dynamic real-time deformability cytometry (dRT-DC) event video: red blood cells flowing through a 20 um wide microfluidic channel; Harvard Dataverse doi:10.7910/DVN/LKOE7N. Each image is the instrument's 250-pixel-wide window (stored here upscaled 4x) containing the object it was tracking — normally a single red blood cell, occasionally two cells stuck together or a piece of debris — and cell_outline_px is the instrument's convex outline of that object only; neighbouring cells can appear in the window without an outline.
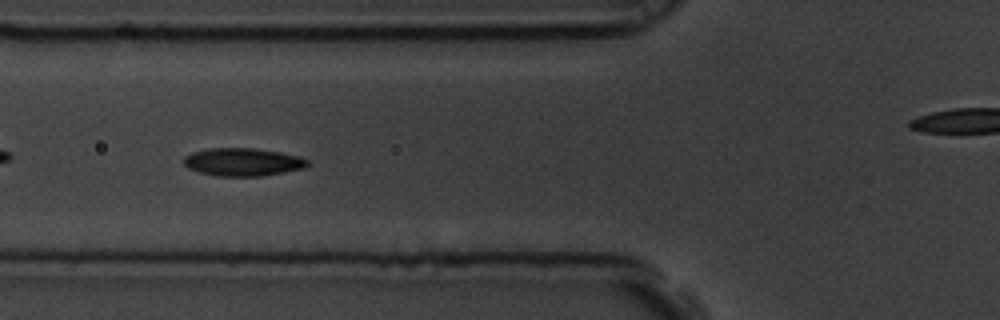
{"species": "common noctule bat (a hibernating species)", "species_latin": "Nyctalus noctula", "temperature_condition": "room temperature", "stored_images_in_passage": 39, "camera_frame_rate_fps": 3000, "um_per_image_px": 0.085, "animal": {"sex": "male", "body_mass_g": 19.5, "forearm_length_mm": 54.6}, "frame": {"image": 1, "passage_image": 6, "time_ms": 1.667, "image_size_px": [1000, 320], "cell_outline_px": [[312, 164], [304, 168], [284, 172], [260, 176], [216, 176], [200, 172], [188, 168], [184, 164], [184, 156], [192, 152], [208, 148], [252, 148], [280, 152], [300, 156], [308, 160]], "centroid_in_image_um": [20.66, 13.77], "position_along_channel_um": 105.1, "area_um2": 20.23}}
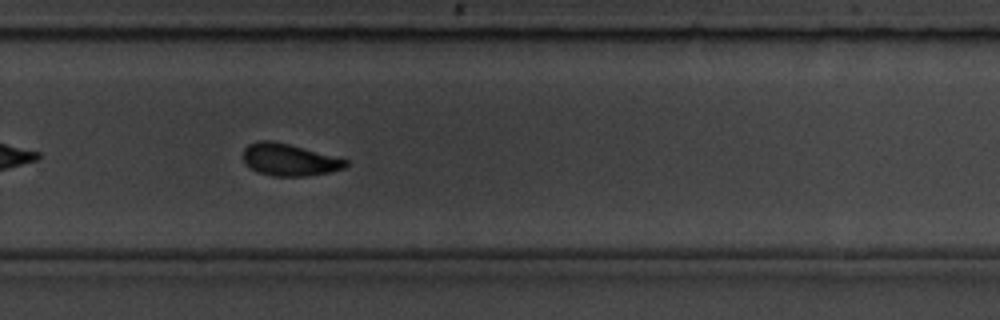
{"frame": {"image": 2, "passage_image": 23, "time_ms": 7.333, "image_size_px": [1000, 320], "cell_outline_px": [[348, 164], [344, 168], [328, 172], [308, 176], [272, 176], [260, 172], [244, 164], [244, 148], [248, 144], [260, 140], [272, 140], [288, 144], [348, 160]], "centroid_in_image_um": [24.56, 13.58], "position_along_channel_um": 305.2, "area_um2": 18.9}, "authors_computed_cell_mechanics": {"area_um2": 19.5364, "velocity_mm_per_s": 3.5379, "shape_relaxation_time_tau1_ms": 3.8974, "shape_relaxation_time_tau2_ms": 2.5089, "deformation_change_tau1": 0.1212, "deformation_change_tau2": 0.0712}}